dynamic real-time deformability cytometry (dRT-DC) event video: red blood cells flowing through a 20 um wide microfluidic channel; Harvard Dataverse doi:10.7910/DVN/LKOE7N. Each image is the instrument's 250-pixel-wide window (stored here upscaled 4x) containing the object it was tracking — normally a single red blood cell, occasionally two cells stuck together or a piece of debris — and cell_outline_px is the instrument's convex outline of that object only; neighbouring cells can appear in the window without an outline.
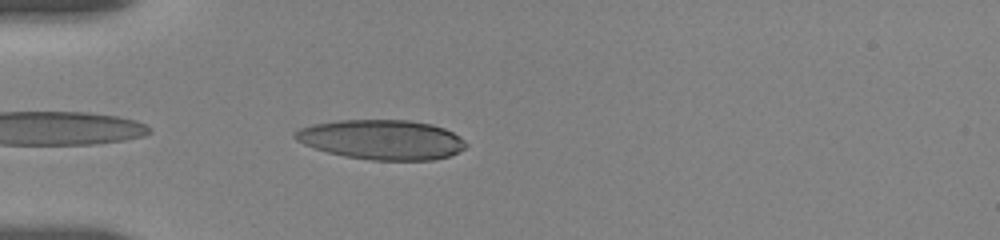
{"species": "human", "species_latin": "Homo sapiens", "temperature_condition": "room temperature", "stored_images_in_passage": 6, "camera_frame_rate_fps": 3000, "um_per_image_px": 0.085, "donor": {"sex": "female"}, "frame": {"image": 1, "passage_image": 3, "time_ms": 0.667, "image_size_px": [1000, 240], "cell_outline_px": [[468, 144], [464, 148], [448, 156], [432, 160], [372, 160], [344, 156], [328, 152], [304, 144], [296, 140], [292, 136], [292, 132], [300, 128], [312, 124], [336, 120], [408, 120], [432, 124], [444, 128], [460, 136]], "centroid_in_image_um": [32.43, 11.86], "position_along_channel_um": 52.6, "area_um2": 39.59}}